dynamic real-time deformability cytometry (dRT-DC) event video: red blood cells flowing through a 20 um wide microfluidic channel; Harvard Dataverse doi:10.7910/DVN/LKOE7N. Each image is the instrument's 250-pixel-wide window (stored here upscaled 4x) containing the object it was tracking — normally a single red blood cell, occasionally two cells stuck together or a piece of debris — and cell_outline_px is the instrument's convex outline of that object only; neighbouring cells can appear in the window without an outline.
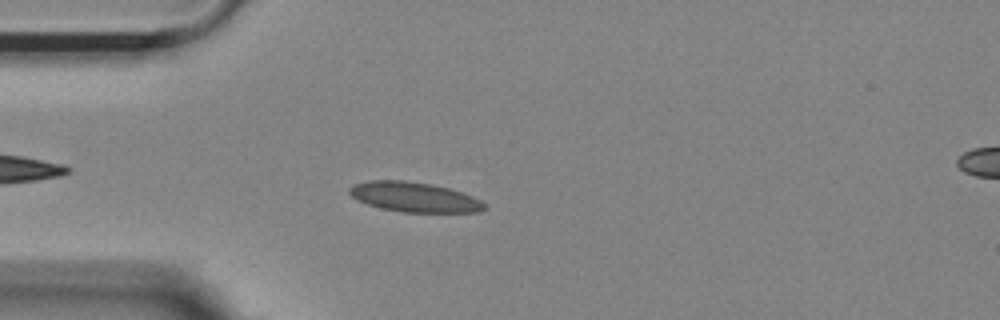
{"species": "Egyptian fruit bat (a non-hibernating species)", "species_latin": "Rousettus aegyptiacus", "temperature_condition": "room temperature", "stored_images_in_passage": 53, "camera_frame_rate_fps": 3000, "um_per_image_px": 0.085, "animal": {"sex": "female"}, "frame": {"image": 1, "passage_image": 13, "time_ms": 4.0, "image_size_px": [1000, 320], "cell_outline_px": [[488, 204], [484, 208], [476, 212], [404, 212], [380, 208], [356, 200], [348, 192], [348, 188], [356, 184], [368, 180], [404, 180], [432, 184], [448, 188], [472, 196]], "centroid_in_image_um": [35.19, 16.74], "position_along_channel_um": 49.8, "area_um2": 23.41}}
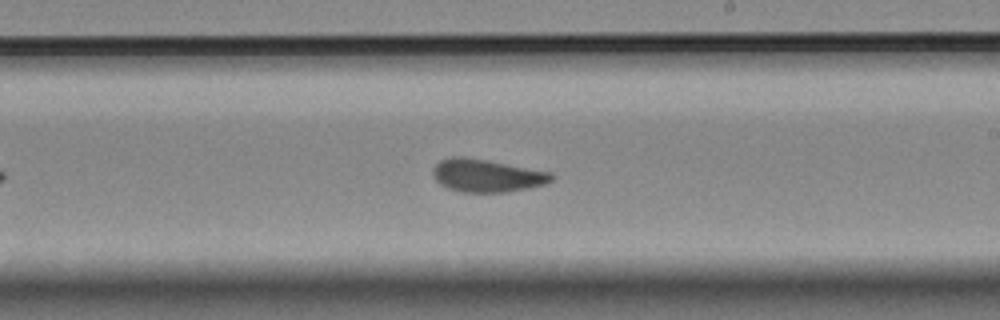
{"frame": {"image": 2, "passage_image": 30, "time_ms": 9.667, "image_size_px": [1000, 320], "cell_outline_px": [[552, 180], [544, 184], [528, 188], [504, 192], [464, 192], [448, 188], [440, 184], [432, 176], [432, 168], [440, 160], [452, 156], [464, 156], [552, 172]], "centroid_in_image_um": [41.33, 14.91], "position_along_channel_um": 247.7, "area_um2": 22.6}}
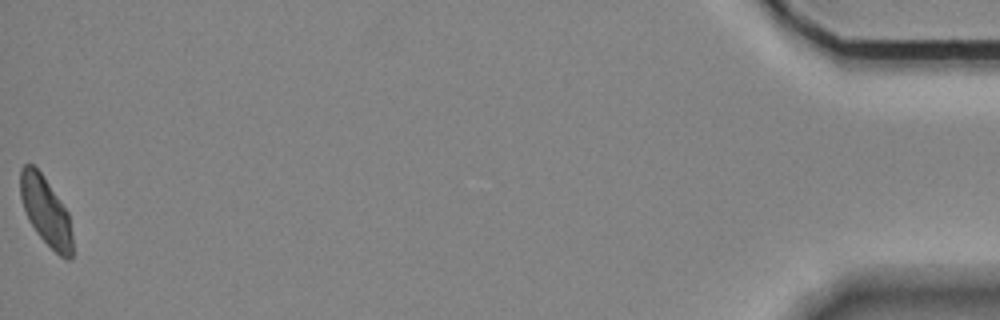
{"frame": {"image": 3, "passage_image": 53, "time_ms": 17.333, "image_size_px": [1000, 320], "cell_outline_px": [[72, 260], [64, 260], [36, 232], [28, 220], [20, 196], [20, 168], [24, 164], [32, 164], [40, 172], [68, 212], [72, 236]], "centroid_in_image_um": [3.89, 17.97], "position_along_channel_um": 431.3, "area_um2": 20.58}, "authors_computed_cell_mechanics": {"area_um2": 22.253, "velocity_mm_per_s": 3.6605, "shape_relaxation_time_tau1_ms": 5.8413, "shape_relaxation_time_tau2_ms": 1.5221, "deformation_change_tau1": 0.1253, "deformation_change_tau2": 0.0549}}